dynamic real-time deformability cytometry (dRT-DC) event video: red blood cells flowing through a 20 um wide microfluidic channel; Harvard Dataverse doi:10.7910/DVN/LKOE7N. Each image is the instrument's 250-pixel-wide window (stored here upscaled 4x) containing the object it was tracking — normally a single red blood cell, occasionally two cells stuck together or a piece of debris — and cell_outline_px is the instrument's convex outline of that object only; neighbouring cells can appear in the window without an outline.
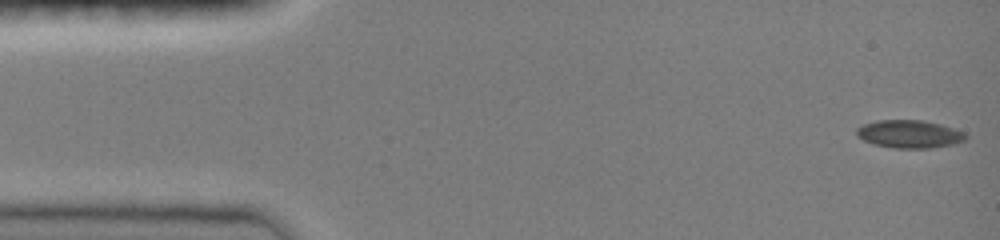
{"species": "common noctule bat (a hibernating species)", "species_latin": "Nyctalus noctula", "temperature_condition": "room temperature", "stored_images_in_passage": 44, "camera_frame_rate_fps": 3000, "um_per_image_px": 0.085, "animal": {"sex": "female", "body_mass_g": 19.0, "forearm_length_mm": 51.5}, "frame": {"image": 1, "passage_image": 1, "time_ms": 0.0, "image_size_px": [1000, 240], "cell_outline_px": [[968, 136], [964, 140], [952, 144], [932, 148], [892, 148], [876, 144], [864, 140], [856, 136], [856, 128], [864, 124], [876, 120], [924, 120], [940, 124], [964, 132]], "centroid_in_image_um": [77.28, 11.39], "position_along_channel_um": 7.7, "area_um2": 17.69}}
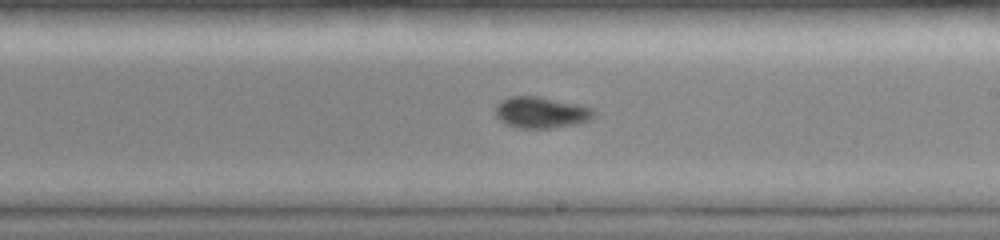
{"frame": {"image": 2, "passage_image": 27, "time_ms": 8.667, "image_size_px": [1000, 240], "cell_outline_px": [[596, 116], [588, 120], [576, 124], [548, 128], [520, 128], [504, 124], [496, 116], [496, 104], [500, 100], [508, 96], [540, 96], [576, 104], [592, 108], [596, 112]], "centroid_in_image_um": [45.97, 9.55], "position_along_channel_um": 243.0, "area_um2": 18.03}}
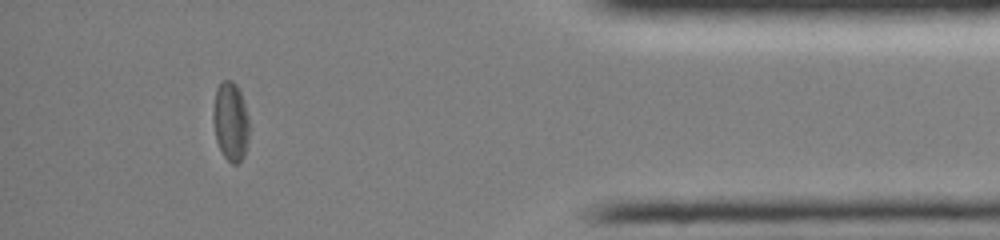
{"frame": {"image": 3, "passage_image": 42, "time_ms": 13.667, "image_size_px": [1000, 240], "cell_outline_px": [[248, 140], [244, 156], [236, 164], [232, 164], [224, 156], [216, 140], [212, 120], [212, 108], [216, 88], [220, 80], [232, 80], [236, 84], [240, 92], [248, 116]], "centroid_in_image_um": [19.57, 10.29], "position_along_channel_um": 415.6, "area_um2": 16.7}}